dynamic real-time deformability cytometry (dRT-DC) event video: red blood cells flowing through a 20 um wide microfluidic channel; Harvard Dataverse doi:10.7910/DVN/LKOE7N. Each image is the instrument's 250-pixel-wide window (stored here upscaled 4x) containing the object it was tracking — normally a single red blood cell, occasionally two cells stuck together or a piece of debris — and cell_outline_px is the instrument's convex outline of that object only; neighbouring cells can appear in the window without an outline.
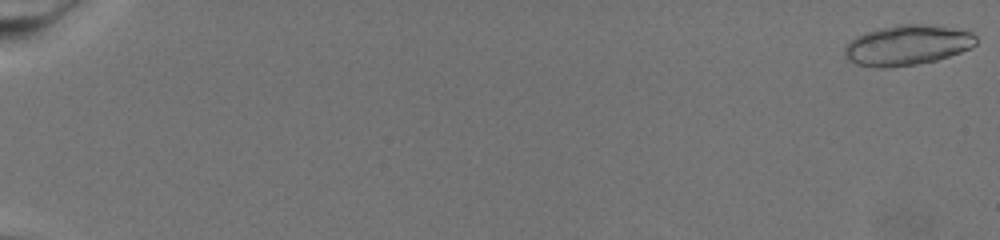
{"species": "common noctule bat (a hibernating species)", "species_latin": "Nyctalus noctula", "temperature_condition": "warm", "stored_images_in_passage": 35, "camera_frame_rate_fps": 3000, "um_per_image_px": 0.085, "animal": {"sex": "female", "body_mass_g": 19.5, "forearm_length_mm": 54.1}, "frame": {"image": 1, "passage_image": 1, "time_ms": 0.0, "image_size_px": [1000, 240], "cell_outline_px": [[976, 44], [972, 48], [936, 60], [916, 64], [888, 68], [880, 68], [856, 64], [848, 60], [844, 56], [844, 48], [856, 36], [880, 28], [896, 24], [920, 24], [948, 28], [972, 32], [976, 36]], "centroid_in_image_um": [77.1, 3.85], "position_along_channel_um": 7.9, "area_um2": 30.52}}
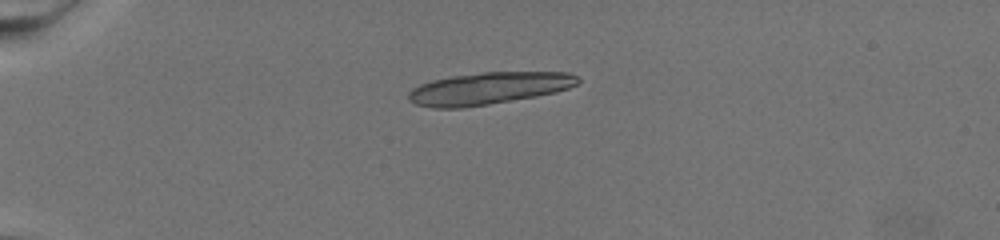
{"frame": {"image": 2, "passage_image": 23, "time_ms": 7.333, "image_size_px": [1000, 240], "cell_outline_px": [[580, 80], [576, 84], [568, 88], [556, 92], [536, 96], [464, 108], [432, 108], [416, 104], [408, 100], [408, 92], [412, 88], [420, 84], [432, 80], [452, 76], [484, 72], [568, 72], [580, 76]], "centroid_in_image_um": [41.53, 7.51], "position_along_channel_um": 43.5, "area_um2": 31.73}}
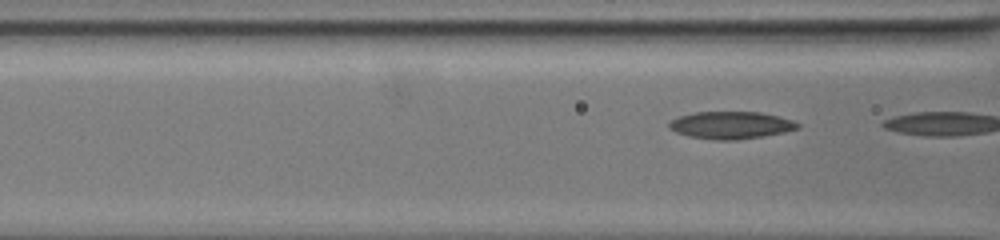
{"frame": {"image": 3, "passage_image": 34, "time_ms": 11.0, "image_size_px": [1000, 240], "cell_outline_px": [[800, 128], [784, 132], [764, 136], [736, 140], [716, 140], [688, 136], [676, 132], [668, 128], [668, 124], [676, 116], [696, 112], [760, 112], [792, 120], [800, 124]], "centroid_in_image_um": [62.1, 10.64], "position_along_channel_um": 104.5, "area_um2": 20.52}}